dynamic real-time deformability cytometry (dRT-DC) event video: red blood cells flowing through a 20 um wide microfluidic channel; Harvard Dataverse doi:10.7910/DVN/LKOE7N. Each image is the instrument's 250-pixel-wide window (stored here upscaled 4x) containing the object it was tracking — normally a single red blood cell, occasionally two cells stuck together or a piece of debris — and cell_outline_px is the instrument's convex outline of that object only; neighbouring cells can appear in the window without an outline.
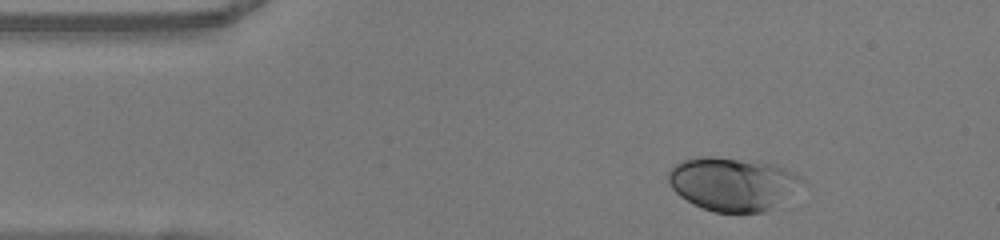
{"species": "human", "species_latin": "Homo sapiens", "temperature_condition": "warm", "stored_images_in_passage": 35, "camera_frame_rate_fps": 3000, "um_per_image_px": 0.085, "donor": {"sex": "female"}, "frame": {"image": 1, "passage_image": 1, "time_ms": 0.0, "image_size_px": [1000, 240], "cell_outline_px": [[808, 184], [764, 212], [716, 212], [692, 204], [680, 196], [672, 188], [668, 180], [668, 172], [680, 160], [696, 156], [712, 156], [760, 160], [776, 164], [796, 172]], "centroid_in_image_um": [62.32, 15.59], "position_along_channel_um": 22.7, "area_um2": 42.37}}
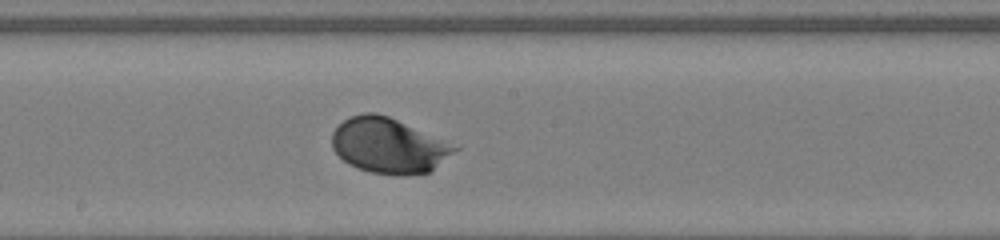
{"frame": {"image": 2, "passage_image": 20, "time_ms": 6.333, "image_size_px": [1000, 240], "cell_outline_px": [[460, 148], [428, 172], [404, 176], [396, 176], [368, 172], [356, 168], [348, 164], [332, 148], [332, 132], [344, 120], [352, 116], [364, 112], [376, 112], [388, 116]], "centroid_in_image_um": [32.98, 12.39], "position_along_channel_um": 215.2, "area_um2": 39.02}}
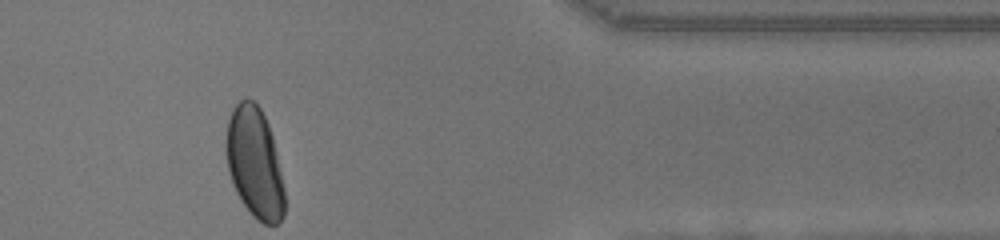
{"frame": {"image": 3, "passage_image": 35, "time_ms": 11.333, "image_size_px": [1000, 240], "cell_outline_px": [[284, 216], [276, 224], [264, 224], [256, 220], [252, 216], [236, 192], [232, 184], [228, 172], [224, 148], [228, 120], [236, 104], [240, 100], [252, 100], [260, 108], [268, 124], [272, 136], [284, 188]], "centroid_in_image_um": [21.62, 13.87], "position_along_channel_um": 389.8, "area_um2": 37.57}, "authors_computed_cell_mechanics": {"area_um2": 38.7838, "velocity_mm_per_s": 4.0665, "shape_relaxation_time_tau1_ms": 2.2571, "shape_relaxation_time_tau2_ms": null, "deformation_change_tau1": 0.1634, "deformation_change_tau2": null}}